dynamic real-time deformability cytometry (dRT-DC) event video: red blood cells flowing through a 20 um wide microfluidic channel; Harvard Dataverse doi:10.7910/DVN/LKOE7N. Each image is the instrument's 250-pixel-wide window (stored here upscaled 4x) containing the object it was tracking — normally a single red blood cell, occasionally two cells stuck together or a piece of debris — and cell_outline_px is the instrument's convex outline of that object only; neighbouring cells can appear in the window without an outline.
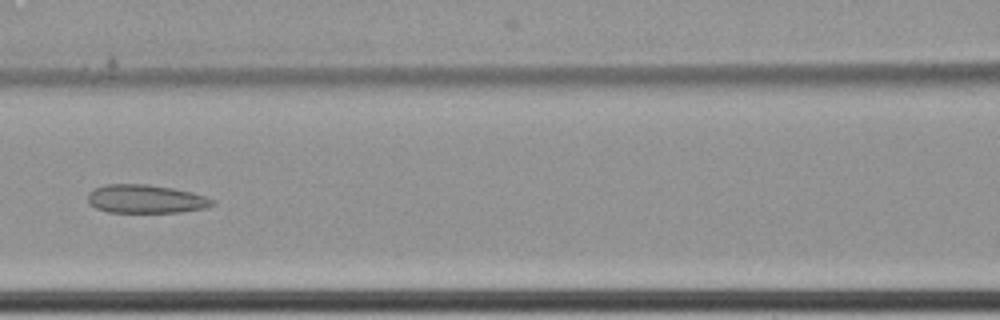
{"species": "common noctule bat (a hibernating species)", "species_latin": "Nyctalus noctula", "temperature_condition": "cold", "stored_images_in_passage": 11, "camera_frame_rate_fps": 3000, "um_per_image_px": 0.085, "animal": {"sex": "female", "body_mass_g": 22.7, "forearm_length_mm": 54.2}, "frame": {"image": 1, "passage_image": 8, "time_ms": 2.333, "image_size_px": [1000, 320], "cell_outline_px": [[216, 204], [204, 208], [180, 212], [108, 212], [96, 208], [88, 204], [88, 192], [104, 184], [148, 184], [172, 188], [192, 192], [216, 200]], "centroid_in_image_um": [12.38, 16.91], "position_along_channel_um": 154.2, "area_um2": 20.75}}
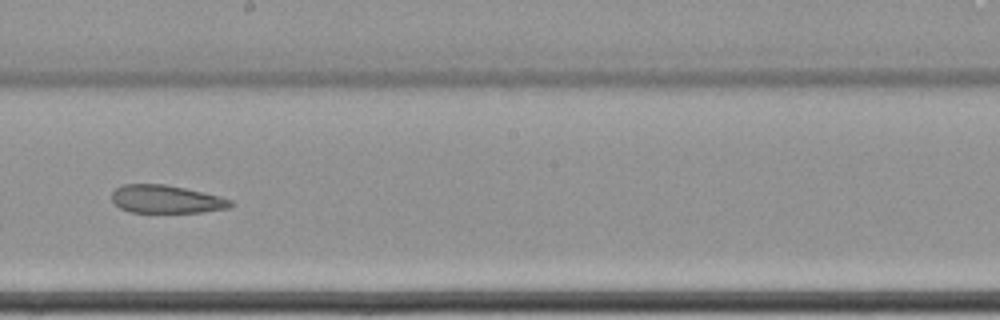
{"frame": {"image": 2, "passage_image": 10, "time_ms": 3.0, "image_size_px": [1000, 320], "cell_outline_px": [[236, 204], [228, 208], [200, 212], [128, 212], [120, 208], [112, 200], [112, 192], [116, 188], [124, 184], [164, 184], [184, 188], [220, 196], [232, 200]], "centroid_in_image_um": [14.14, 16.93], "position_along_channel_um": 234.1, "area_um2": 19.36}}
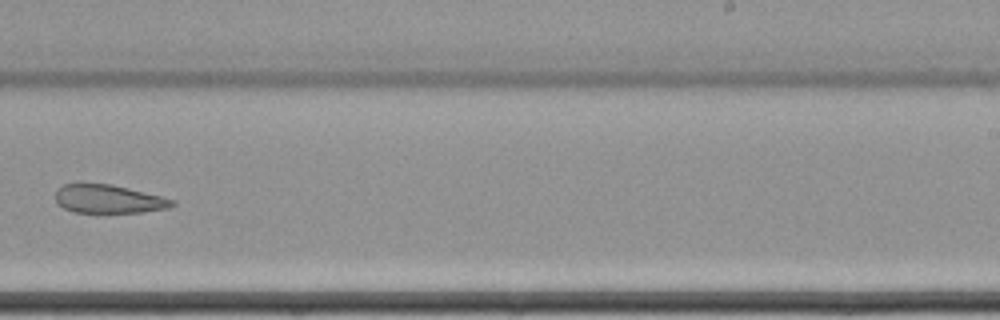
{"frame": {"image": 3, "passage_image": 11, "time_ms": 3.333, "image_size_px": [1000, 320], "cell_outline_px": [[176, 204], [168, 208], [144, 212], [72, 212], [56, 204], [56, 188], [64, 184], [76, 180], [112, 184], [176, 200]], "centroid_in_image_um": [9.15, 16.87], "position_along_channel_um": 279.9, "area_um2": 20.0}}